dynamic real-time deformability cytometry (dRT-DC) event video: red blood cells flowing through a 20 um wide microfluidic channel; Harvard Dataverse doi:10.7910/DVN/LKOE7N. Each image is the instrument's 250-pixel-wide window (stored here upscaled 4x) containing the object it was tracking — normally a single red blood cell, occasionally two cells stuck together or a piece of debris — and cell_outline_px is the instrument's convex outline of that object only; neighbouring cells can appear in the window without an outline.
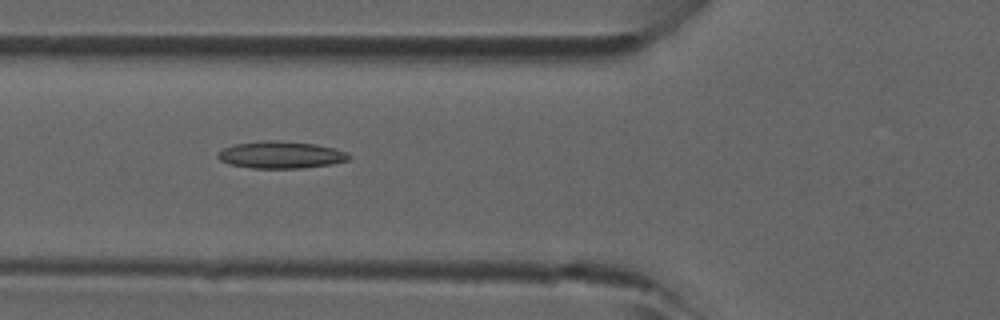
{"species": "common noctule bat (a hibernating species)", "species_latin": "Nyctalus noctula", "temperature_condition": "room temperature", "stored_images_in_passage": 2, "camera_frame_rate_fps": 3000, "um_per_image_px": 0.085, "animal": {"sex": "male", "forearm_length_mm": 52.5}, "frame": {"image": 1, "passage_image": 2, "time_ms": 0.333, "image_size_px": [1000, 320], "cell_outline_px": [[352, 156], [348, 160], [332, 164], [304, 168], [252, 168], [228, 164], [220, 160], [216, 156], [224, 148], [236, 144], [268, 140], [276, 140], [316, 144], [332, 148], [344, 152]], "centroid_in_image_um": [23.87, 13.17], "position_along_channel_um": 101.9, "area_um2": 20.52}}